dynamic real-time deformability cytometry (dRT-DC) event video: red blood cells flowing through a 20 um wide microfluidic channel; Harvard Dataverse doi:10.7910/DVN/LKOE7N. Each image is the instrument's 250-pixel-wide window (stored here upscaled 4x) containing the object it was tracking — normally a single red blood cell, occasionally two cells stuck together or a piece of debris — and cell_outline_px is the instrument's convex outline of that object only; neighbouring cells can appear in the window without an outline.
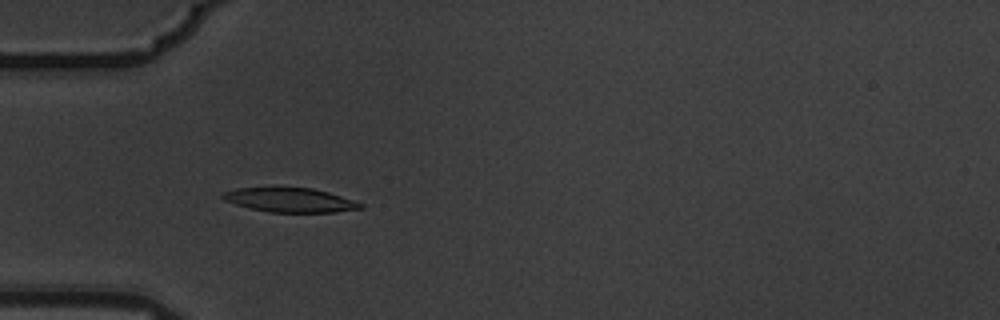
{"species": "common noctule bat (a hibernating species)", "species_latin": "Nyctalus noctula", "temperature_condition": "warm", "stored_images_in_passage": 6, "camera_frame_rate_fps": 3000, "um_per_image_px": 0.085, "animal": {"sex": "male", "body_mass_g": 19.5, "forearm_length_mm": 54.6}, "frame": {"image": 1, "passage_image": 5, "time_ms": 1.333, "image_size_px": [1000, 320], "cell_outline_px": [[364, 208], [336, 212], [268, 212], [236, 204], [224, 200], [220, 196], [224, 192], [236, 188], [312, 188], [328, 192], [364, 204]], "centroid_in_image_um": [24.67, 17.01], "position_along_channel_um": 60.3, "area_um2": 19.19}}
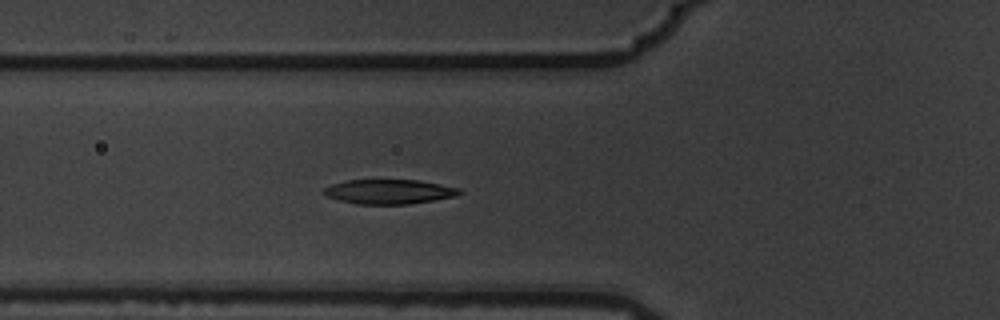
{"frame": {"image": 2, "passage_image": 6, "time_ms": 1.667, "image_size_px": [1000, 320], "cell_outline_px": [[464, 192], [456, 196], [408, 204], [356, 204], [340, 200], [328, 196], [324, 192], [324, 188], [332, 184], [344, 180], [420, 180], [460, 188]], "centroid_in_image_um": [33.11, 16.28], "position_along_channel_um": 92.7, "area_um2": 19.31}}